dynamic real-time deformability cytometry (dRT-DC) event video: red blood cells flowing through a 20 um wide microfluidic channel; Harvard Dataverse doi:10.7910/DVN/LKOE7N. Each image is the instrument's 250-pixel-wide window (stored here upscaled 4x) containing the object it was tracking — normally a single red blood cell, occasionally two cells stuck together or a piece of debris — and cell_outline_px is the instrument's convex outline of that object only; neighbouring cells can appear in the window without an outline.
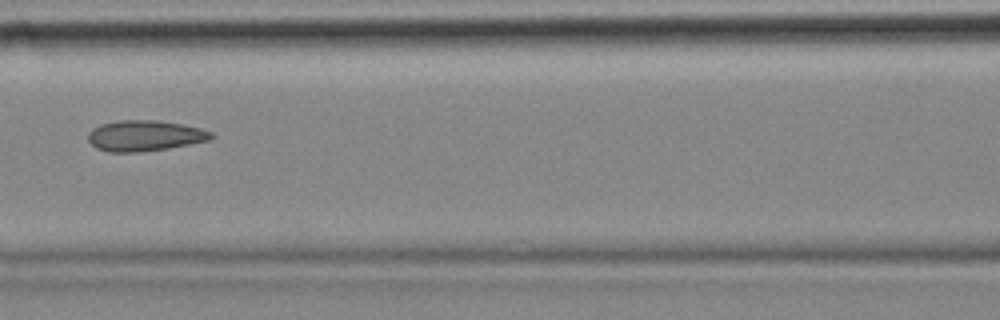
{"species": "common noctule bat (a hibernating species)", "species_latin": "Nyctalus noctula", "temperature_condition": "cold", "stored_images_in_passage": 15, "camera_frame_rate_fps": 3000, "um_per_image_px": 0.085, "animal": {"sex": "female", "body_mass_g": 18.4}, "frame": {"image": 1, "passage_image": 7, "time_ms": 2.0, "image_size_px": [1000, 320], "cell_outline_px": [[216, 136], [208, 140], [168, 148], [140, 152], [108, 152], [96, 148], [88, 140], [88, 132], [92, 128], [100, 124], [116, 120], [156, 120], [180, 124], [200, 128], [212, 132]], "centroid_in_image_um": [12.27, 11.53], "position_along_channel_um": 154.3, "area_um2": 22.08}}